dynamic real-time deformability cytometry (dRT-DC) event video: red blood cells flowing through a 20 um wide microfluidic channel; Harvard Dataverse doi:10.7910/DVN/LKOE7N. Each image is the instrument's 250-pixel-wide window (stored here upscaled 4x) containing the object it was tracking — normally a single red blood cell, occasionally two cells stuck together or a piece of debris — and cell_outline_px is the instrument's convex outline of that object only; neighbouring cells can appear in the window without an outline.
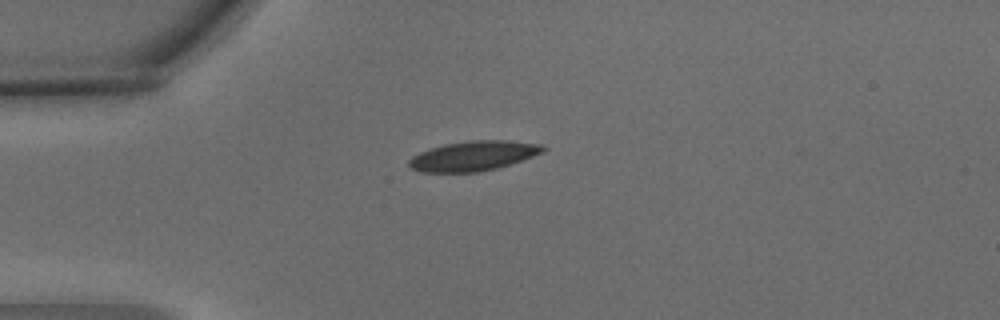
{"species": "common noctule bat (a hibernating species)", "species_latin": "Nyctalus noctula", "temperature_condition": "warm", "stored_images_in_passage": 1, "camera_frame_rate_fps": 3000, "um_per_image_px": 0.085, "animal": {"sex": "male", "body_mass_g": 15.6}, "frame": {"image": 1, "passage_image": 1, "time_ms": 0.0, "image_size_px": [1000, 320], "cell_outline_px": [[548, 148], [544, 152], [496, 168], [480, 172], [424, 172], [412, 168], [408, 164], [408, 160], [412, 156], [420, 152], [444, 144], [468, 140], [508, 140], [540, 144]], "centroid_in_image_um": [40.24, 13.24], "position_along_channel_um": 44.8, "area_um2": 23.12}}